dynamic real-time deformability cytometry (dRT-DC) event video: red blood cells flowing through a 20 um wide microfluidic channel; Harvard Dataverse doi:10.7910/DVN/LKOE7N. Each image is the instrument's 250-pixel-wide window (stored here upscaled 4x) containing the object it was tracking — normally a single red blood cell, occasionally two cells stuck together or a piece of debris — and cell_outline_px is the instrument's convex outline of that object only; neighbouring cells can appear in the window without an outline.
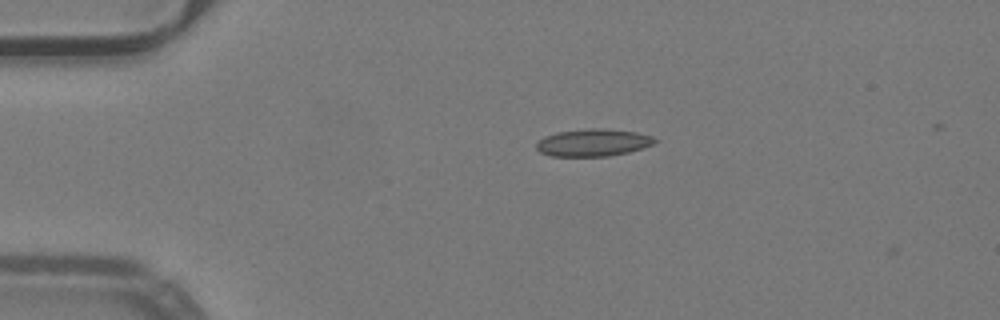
{"species": "common noctule bat (a hibernating species)", "species_latin": "Nyctalus noctula", "temperature_condition": "warm", "stored_images_in_passage": 3, "camera_frame_rate_fps": 3000, "um_per_image_px": 0.085, "animal": {"sex": "male", "body_mass_g": 19.2, "forearm_length_mm": 51.8}, "frame": {"image": 1, "passage_image": 1, "time_ms": 0.0, "image_size_px": [1000, 320], "cell_outline_px": [[656, 140], [652, 144], [628, 152], [608, 156], [552, 156], [540, 152], [536, 148], [536, 144], [544, 136], [556, 132], [588, 128], [604, 128], [636, 132], [652, 136]], "centroid_in_image_um": [50.37, 12.11], "position_along_channel_um": 34.6, "area_um2": 18.73}}